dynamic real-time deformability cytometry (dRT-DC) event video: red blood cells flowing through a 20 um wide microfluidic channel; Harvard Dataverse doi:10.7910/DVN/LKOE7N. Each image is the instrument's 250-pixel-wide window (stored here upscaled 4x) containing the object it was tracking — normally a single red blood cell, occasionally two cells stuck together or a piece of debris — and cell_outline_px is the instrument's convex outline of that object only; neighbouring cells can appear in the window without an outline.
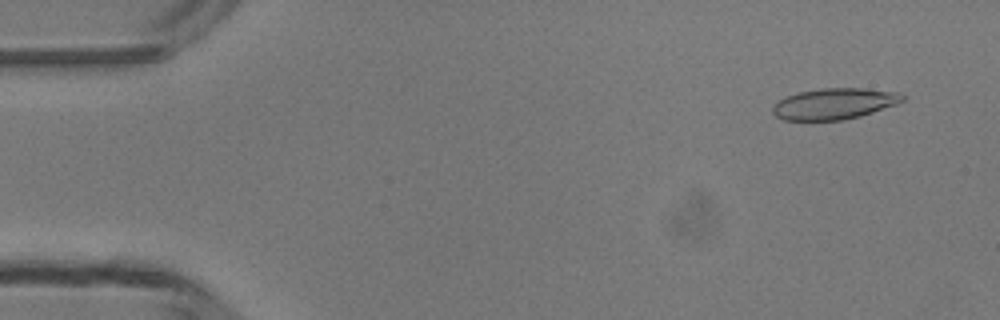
{"species": "common noctule bat (a hibernating species)", "species_latin": "Nyctalus noctula", "temperature_condition": "room temperature", "stored_images_in_passage": 48, "camera_frame_rate_fps": 3000, "um_per_image_px": 0.085, "animal": {"sex": "male", "body_mass_g": 13.3}, "frame": {"image": 1, "passage_image": 3, "time_ms": 0.667, "image_size_px": [1000, 320], "cell_outline_px": [[908, 96], [904, 100], [896, 104], [860, 116], [844, 120], [784, 120], [776, 116], [772, 112], [772, 108], [780, 100], [788, 96], [800, 92], [820, 88], [864, 88], [896, 92]], "centroid_in_image_um": [70.94, 8.82], "position_along_channel_um": 14.1, "area_um2": 23.35}}
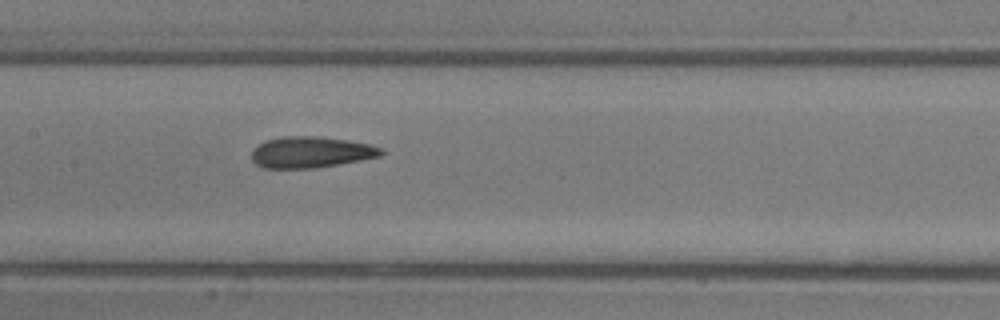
{"frame": {"image": 2, "passage_image": 23, "time_ms": 7.333, "image_size_px": [1000, 320], "cell_outline_px": [[384, 152], [380, 156], [360, 160], [316, 168], [264, 168], [256, 164], [252, 160], [252, 152], [260, 144], [268, 140], [280, 136], [316, 136], [348, 140], [368, 144], [384, 148]], "centroid_in_image_um": [26.45, 12.93], "position_along_channel_um": 181.0, "area_um2": 23.41}}
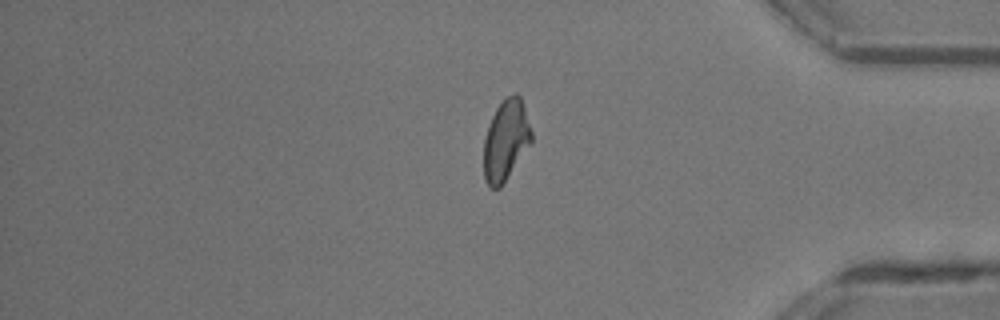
{"frame": {"image": 3, "passage_image": 40, "time_ms": 13.0, "image_size_px": [1000, 320], "cell_outline_px": [[532, 140], [500, 188], [488, 188], [484, 180], [484, 136], [488, 124], [496, 108], [508, 96], [516, 92], [520, 96], [532, 132]], "centroid_in_image_um": [42.96, 11.93], "position_along_channel_um": 392.2, "area_um2": 22.2}, "authors_computed_cell_mechanics": {"area_um2": 23.3512, "velocity_mm_per_s": 4.1947, "shape_relaxation_time_tau1_ms": 8.047, "shape_relaxation_time_tau2_ms": 2.1673, "deformation_change_tau1": 0.2077, "deformation_change_tau2": 0.0995}}